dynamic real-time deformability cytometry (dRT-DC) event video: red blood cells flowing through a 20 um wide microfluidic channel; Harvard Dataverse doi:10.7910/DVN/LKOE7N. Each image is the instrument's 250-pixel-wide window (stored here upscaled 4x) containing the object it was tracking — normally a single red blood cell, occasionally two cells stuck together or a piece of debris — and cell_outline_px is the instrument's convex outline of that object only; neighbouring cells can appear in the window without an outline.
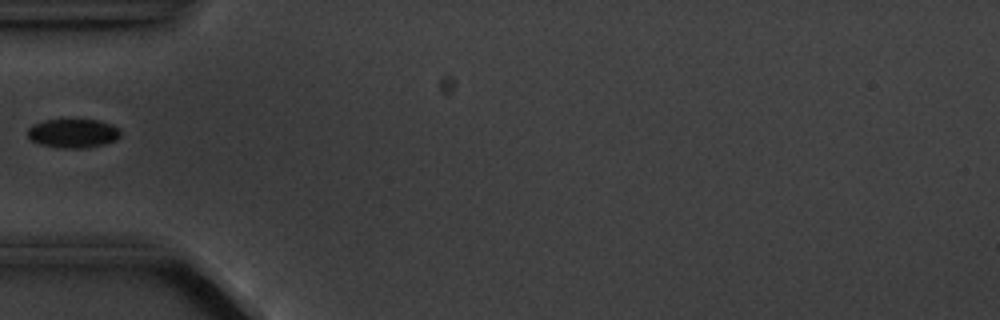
{"species": "common noctule bat (a hibernating species)", "species_latin": "Nyctalus noctula", "temperature_condition": "cold", "stored_images_in_passage": 5, "camera_frame_rate_fps": 3000, "um_per_image_px": 0.085, "animal": {"sex": "male", "body_mass_g": 20.1, "forearm_length_mm": 53.5}, "frame": {"image": 1, "passage_image": 5, "time_ms": 4.667, "image_size_px": [1000, 320], "cell_outline_px": [[120, 136], [116, 140], [104, 144], [84, 148], [56, 148], [40, 144], [32, 140], [28, 136], [28, 128], [32, 124], [44, 120], [100, 120], [112, 124], [120, 128]], "centroid_in_image_um": [6.22, 11.33], "position_along_channel_um": 78.8, "area_um2": 15.78}}